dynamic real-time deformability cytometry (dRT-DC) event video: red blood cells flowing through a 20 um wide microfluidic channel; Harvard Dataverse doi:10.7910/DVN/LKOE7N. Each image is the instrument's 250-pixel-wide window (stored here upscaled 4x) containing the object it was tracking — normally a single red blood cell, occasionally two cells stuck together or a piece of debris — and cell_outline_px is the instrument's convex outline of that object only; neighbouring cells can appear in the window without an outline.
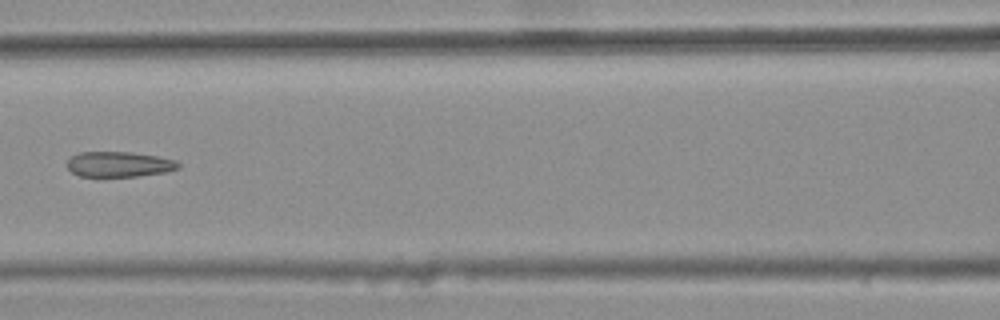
{"species": "common noctule bat (a hibernating species)", "species_latin": "Nyctalus noctula", "temperature_condition": "warm", "stored_images_in_passage": 7, "camera_frame_rate_fps": 3000, "um_per_image_px": 0.085, "animal": {"sex": "female", "body_mass_g": 25.1}, "frame": {"image": 1, "passage_image": 7, "time_ms": 2.0, "image_size_px": [1000, 320], "cell_outline_px": [[180, 168], [164, 172], [136, 176], [80, 176], [72, 172], [64, 164], [72, 156], [80, 152], [132, 152], [156, 156], [176, 160], [180, 164]], "centroid_in_image_um": [10.1, 13.96], "position_along_channel_um": 156.5, "area_um2": 16.36}}